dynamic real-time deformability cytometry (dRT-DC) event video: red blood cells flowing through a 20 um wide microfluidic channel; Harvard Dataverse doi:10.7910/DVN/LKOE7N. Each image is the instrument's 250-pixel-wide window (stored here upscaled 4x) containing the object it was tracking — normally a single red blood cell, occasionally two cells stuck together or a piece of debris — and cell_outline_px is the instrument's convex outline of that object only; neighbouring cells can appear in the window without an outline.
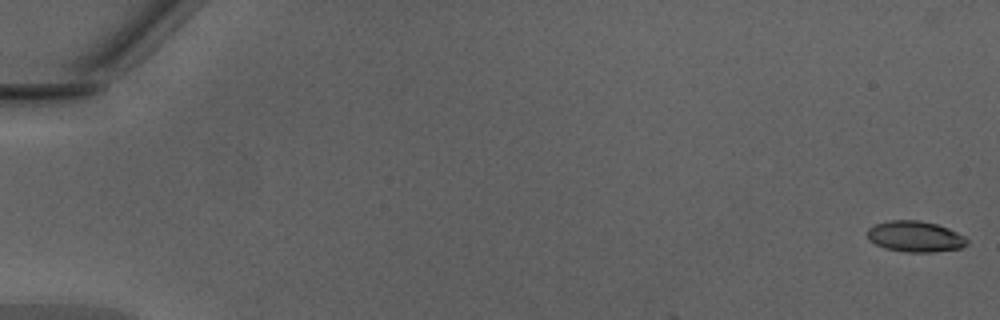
{"species": "Egyptian fruit bat (a non-hibernating species)", "species_latin": "Rousettus aegyptiacus", "temperature_condition": "warm", "stored_images_in_passage": 9, "camera_frame_rate_fps": 3000, "um_per_image_px": 0.085, "animal": {"sex": "male"}, "frame": {"image": 1, "passage_image": 1, "time_ms": 0.0, "image_size_px": [1000, 320], "cell_outline_px": [[968, 244], [960, 248], [932, 252], [904, 252], [884, 248], [868, 240], [868, 228], [876, 224], [888, 220], [920, 220], [936, 224], [948, 228], [964, 236], [968, 240]], "centroid_in_image_um": [77.78, 20.1], "position_along_channel_um": 7.2, "area_um2": 17.98}}